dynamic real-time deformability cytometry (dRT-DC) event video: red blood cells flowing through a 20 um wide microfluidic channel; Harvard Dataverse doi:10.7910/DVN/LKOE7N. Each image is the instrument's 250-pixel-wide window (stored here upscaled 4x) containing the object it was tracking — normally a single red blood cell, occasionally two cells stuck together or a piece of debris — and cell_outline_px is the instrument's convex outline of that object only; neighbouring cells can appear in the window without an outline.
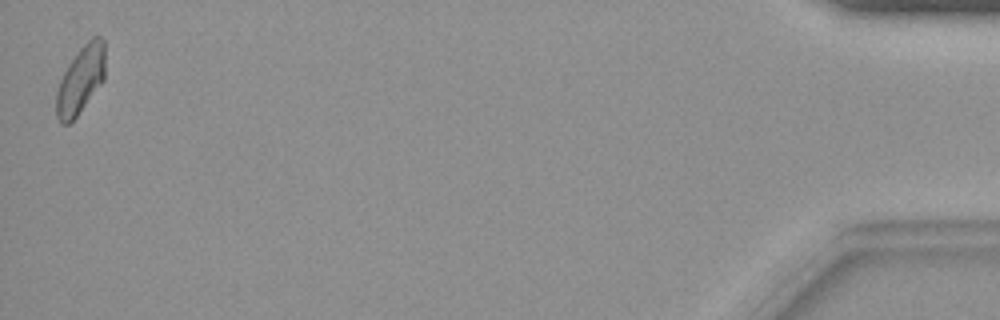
{"species": "common noctule bat (a hibernating species)", "species_latin": "Nyctalus noctula", "temperature_condition": "warm", "stored_images_in_passage": 39, "camera_frame_rate_fps": 3000, "um_per_image_px": 0.085, "animal": {"sex": "female", "body_mass_g": 19.9}, "frame": {"image": 1, "passage_image": 39, "time_ms": 12.667, "image_size_px": [1000, 320], "cell_outline_px": [[104, 80], [76, 116], [68, 124], [60, 124], [56, 116], [56, 92], [60, 80], [68, 64], [76, 52], [92, 36], [100, 36], [104, 40]], "centroid_in_image_um": [6.84, 6.77], "position_along_channel_um": 428.4, "area_um2": 19.13}}